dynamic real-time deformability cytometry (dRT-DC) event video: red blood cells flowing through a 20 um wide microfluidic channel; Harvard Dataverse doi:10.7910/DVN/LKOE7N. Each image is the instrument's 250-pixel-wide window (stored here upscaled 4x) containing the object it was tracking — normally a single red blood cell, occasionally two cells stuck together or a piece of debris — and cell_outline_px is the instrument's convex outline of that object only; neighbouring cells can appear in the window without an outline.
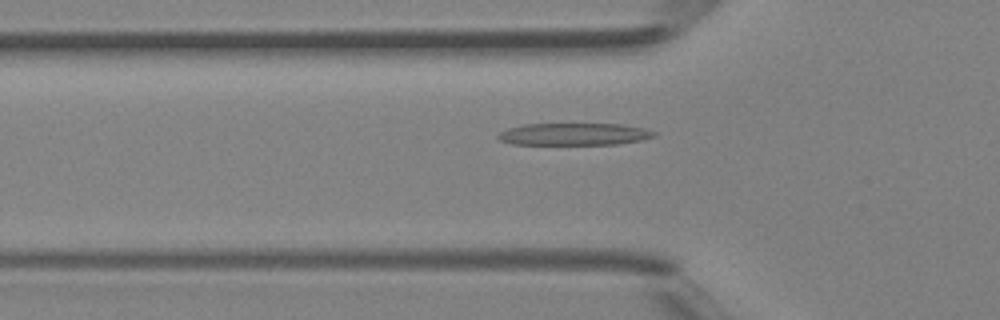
{"species": "Egyptian fruit bat (a non-hibernating species)", "species_latin": "Rousettus aegyptiacus", "temperature_condition": "room temperature", "stored_images_in_passage": 39, "camera_frame_rate_fps": 3000, "um_per_image_px": 0.085, "animal": {"sex": "female"}, "frame": {"image": 1, "passage_image": 11, "time_ms": 3.333, "image_size_px": [1000, 320], "cell_outline_px": [[656, 136], [640, 140], [616, 144], [512, 144], [500, 140], [496, 136], [500, 132], [508, 128], [524, 124], [624, 124], [644, 128], [656, 132]], "centroid_in_image_um": [48.8, 11.4], "position_along_channel_um": 77.0, "area_um2": 20.06}}
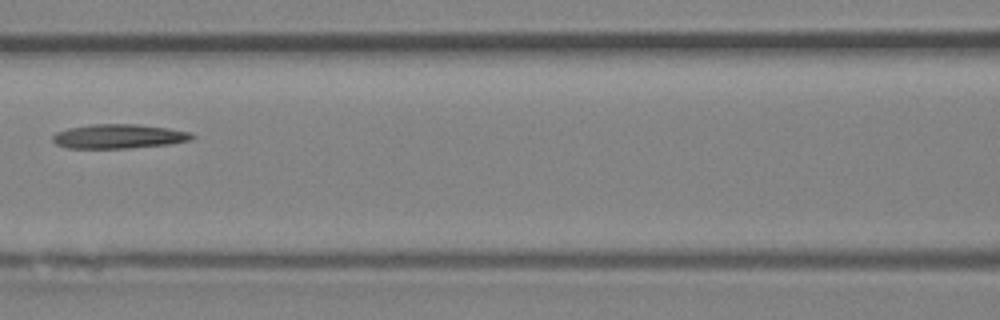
{"frame": {"image": 2, "passage_image": 16, "time_ms": 5.0, "image_size_px": [1000, 320], "cell_outline_px": [[196, 136], [192, 140], [168, 144], [128, 148], [64, 148], [56, 144], [52, 140], [52, 136], [56, 132], [68, 128], [92, 124], [136, 124], [168, 128], [192, 132]], "centroid_in_image_um": [10.1, 11.59], "position_along_channel_um": 156.5, "area_um2": 19.83}}
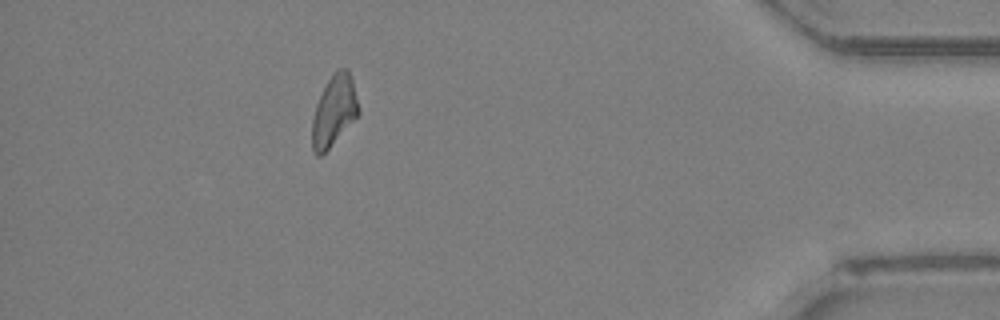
{"frame": {"image": 3, "passage_image": 35, "time_ms": 11.333, "image_size_px": [1000, 320], "cell_outline_px": [[360, 112], [328, 148], [320, 156], [316, 156], [312, 152], [312, 120], [316, 104], [332, 72], [336, 68], [348, 68], [352, 80]], "centroid_in_image_um": [28.37, 9.39], "position_along_channel_um": 406.8, "area_um2": 18.79}}